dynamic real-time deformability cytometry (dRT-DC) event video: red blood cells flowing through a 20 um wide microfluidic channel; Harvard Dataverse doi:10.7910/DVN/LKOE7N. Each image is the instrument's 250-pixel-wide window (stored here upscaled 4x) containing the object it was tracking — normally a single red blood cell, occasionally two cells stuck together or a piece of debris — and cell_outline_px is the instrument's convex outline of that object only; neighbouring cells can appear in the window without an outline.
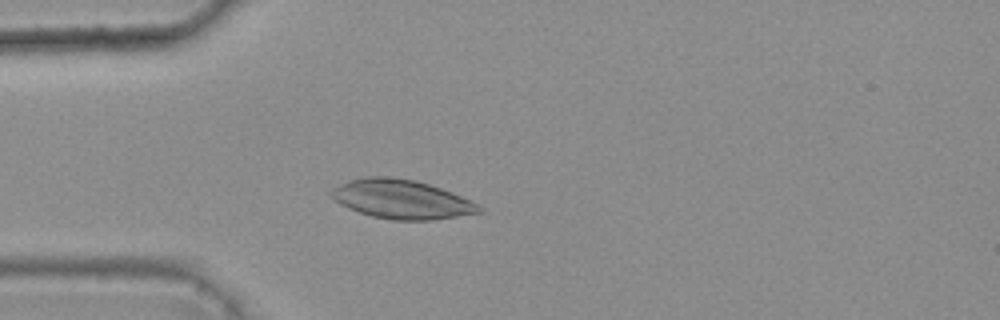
{"species": "common noctule bat (a hibernating species)", "species_latin": "Nyctalus noctula", "temperature_condition": "warm", "stored_images_in_passage": 3, "camera_frame_rate_fps": 3000, "um_per_image_px": 0.085, "animal": {"sex": "female", "body_mass_g": 25.1}, "frame": {"image": 1, "passage_image": 3, "time_ms": 0.667, "image_size_px": [1000, 320], "cell_outline_px": [[484, 212], [432, 220], [392, 220], [372, 216], [348, 208], [340, 204], [328, 196], [328, 192], [332, 188], [348, 180], [364, 176], [384, 176], [416, 180], [452, 192], [472, 200], [484, 208]], "centroid_in_image_um": [34.12, 16.93], "position_along_channel_um": 50.9, "area_um2": 33.93}}